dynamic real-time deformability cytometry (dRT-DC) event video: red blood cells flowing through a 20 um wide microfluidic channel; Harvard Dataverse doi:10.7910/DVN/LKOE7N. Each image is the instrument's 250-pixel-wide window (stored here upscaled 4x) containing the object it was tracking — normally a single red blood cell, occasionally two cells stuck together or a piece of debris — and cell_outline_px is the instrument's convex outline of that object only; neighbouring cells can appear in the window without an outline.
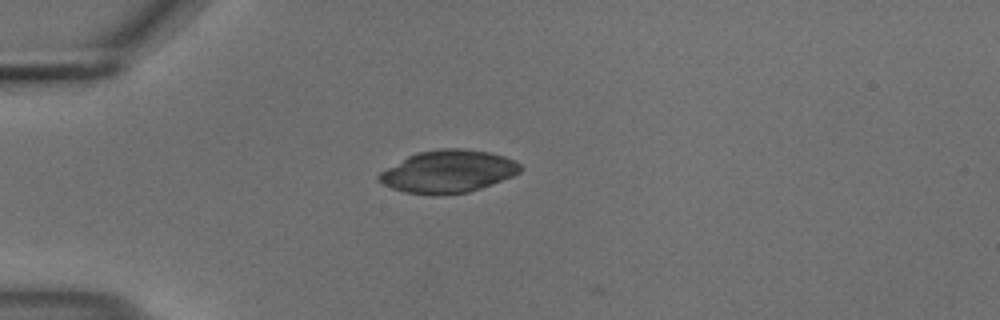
{"species": "common noctule bat (a hibernating species)", "species_latin": "Nyctalus noctula", "temperature_condition": "cold", "stored_images_in_passage": 6, "camera_frame_rate_fps": 3000, "um_per_image_px": 0.085, "animal": {"sex": "male", "body_mass_g": 18.8}, "frame": {"image": 1, "passage_image": 1, "time_ms": 0.0, "image_size_px": [1000, 320], "cell_outline_px": [[524, 168], [520, 172], [512, 176], [480, 188], [468, 192], [436, 196], [432, 196], [404, 192], [392, 188], [376, 180], [376, 176], [380, 172], [408, 156], [416, 152], [440, 148], [464, 148], [488, 152], [504, 156], [520, 164]], "centroid_in_image_um": [38.06, 14.58], "position_along_channel_um": 46.9, "area_um2": 35.14}}